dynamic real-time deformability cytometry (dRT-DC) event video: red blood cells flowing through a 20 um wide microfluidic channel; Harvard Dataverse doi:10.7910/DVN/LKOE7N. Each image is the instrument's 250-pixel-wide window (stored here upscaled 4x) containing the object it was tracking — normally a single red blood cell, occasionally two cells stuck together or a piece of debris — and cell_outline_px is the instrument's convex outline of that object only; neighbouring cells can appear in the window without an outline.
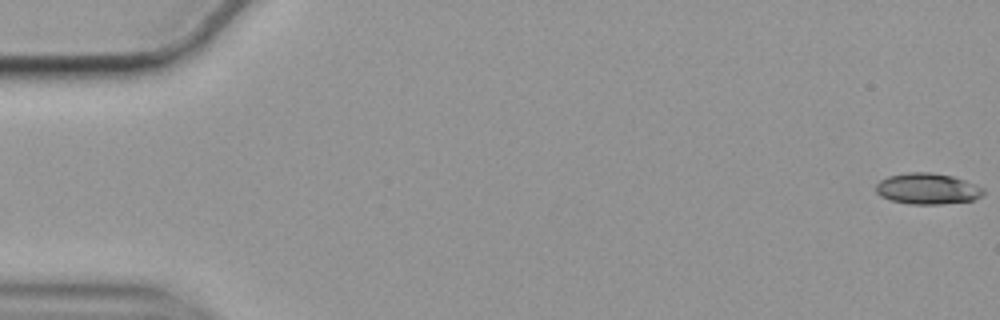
{"species": "common noctule bat (a hibernating species)", "species_latin": "Nyctalus noctula", "temperature_condition": "cold", "stored_images_in_passage": 15, "camera_frame_rate_fps": 3000, "um_per_image_px": 0.085, "animal": {"sex": "female", "body_mass_g": 19.9}, "frame": {"image": 1, "passage_image": 1, "time_ms": 0.0, "image_size_px": [1000, 320], "cell_outline_px": [[984, 192], [980, 196], [972, 200], [940, 204], [908, 204], [892, 200], [880, 196], [876, 192], [876, 184], [880, 180], [888, 176], [908, 172], [928, 172], [952, 176], [964, 180], [984, 188]], "centroid_in_image_um": [78.8, 16.04], "position_along_channel_um": 6.2, "area_um2": 19.31}}
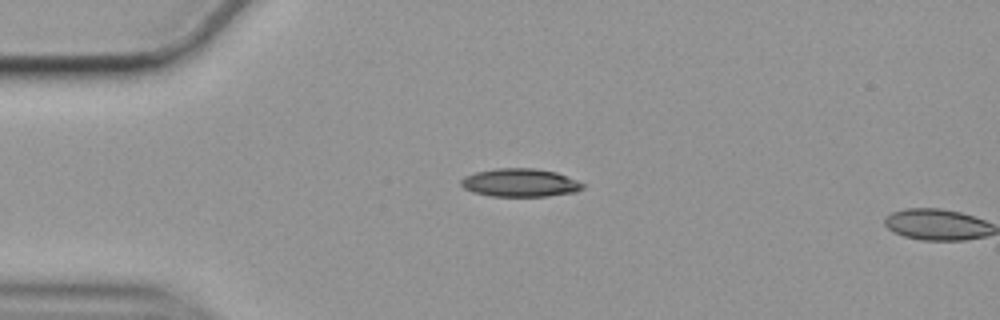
{"frame": {"image": 2, "passage_image": 14, "time_ms": 4.333, "image_size_px": [1000, 320], "cell_outline_px": [[584, 188], [576, 192], [548, 196], [488, 196], [472, 192], [464, 188], [460, 184], [460, 180], [464, 176], [476, 172], [496, 168], [532, 168], [556, 172], [576, 180], [584, 184]], "centroid_in_image_um": [44.18, 15.53], "position_along_channel_um": 40.8, "area_um2": 20.06}}